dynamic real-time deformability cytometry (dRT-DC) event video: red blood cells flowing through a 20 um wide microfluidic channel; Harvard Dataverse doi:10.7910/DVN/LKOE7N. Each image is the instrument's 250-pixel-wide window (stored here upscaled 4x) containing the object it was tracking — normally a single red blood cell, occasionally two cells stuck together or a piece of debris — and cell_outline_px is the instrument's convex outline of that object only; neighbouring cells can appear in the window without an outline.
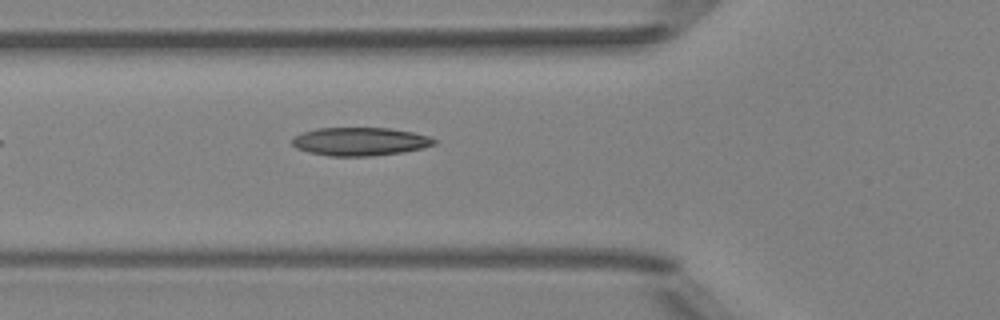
{"species": "Egyptian fruit bat (a non-hibernating species)", "species_latin": "Rousettus aegyptiacus", "temperature_condition": "room temperature", "stored_images_in_passage": 26, "camera_frame_rate_fps": 3000, "um_per_image_px": 0.085, "animal": {"sex": "female"}, "frame": {"image": 1, "passage_image": 3, "time_ms": 0.667, "image_size_px": [1000, 320], "cell_outline_px": [[436, 144], [424, 148], [404, 152], [372, 156], [328, 156], [308, 152], [296, 148], [292, 144], [292, 140], [300, 132], [316, 128], [388, 128], [412, 132], [428, 136], [436, 140]], "centroid_in_image_um": [30.59, 12.03], "position_along_channel_um": 95.2, "area_um2": 23.52}}
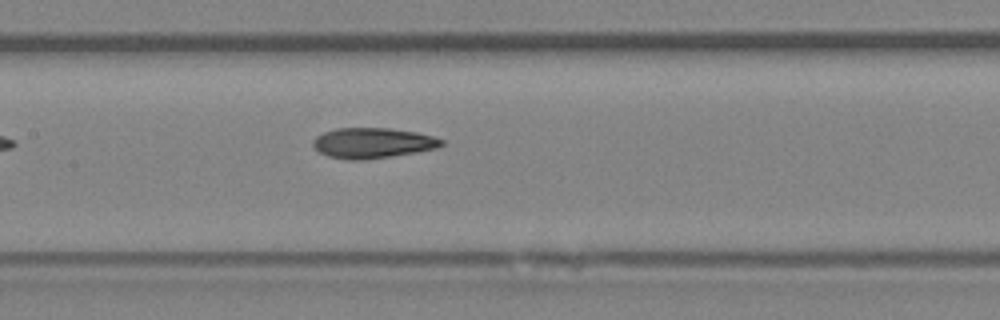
{"frame": {"image": 2, "passage_image": 9, "time_ms": 2.667, "image_size_px": [1000, 320], "cell_outline_px": [[444, 144], [436, 148], [416, 152], [364, 160], [348, 160], [328, 156], [320, 152], [312, 144], [312, 140], [316, 136], [324, 132], [336, 128], [392, 128], [416, 132], [432, 136], [444, 140]], "centroid_in_image_um": [31.66, 12.15], "position_along_channel_um": 175.7, "area_um2": 22.72}}
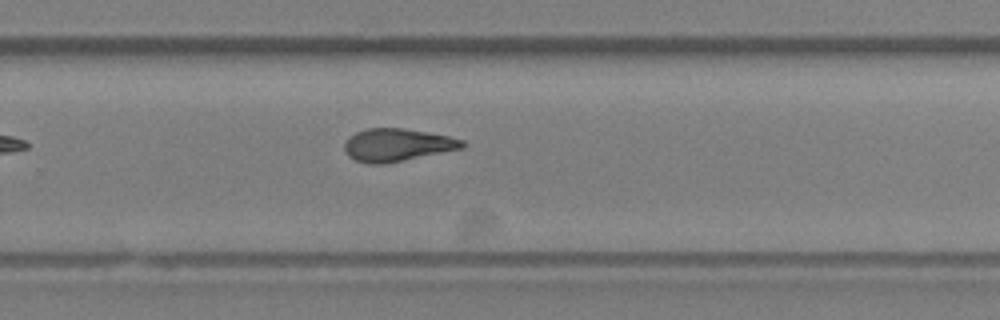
{"frame": {"image": 3, "passage_image": 18, "time_ms": 5.667, "image_size_px": [1000, 320], "cell_outline_px": [[464, 148], [384, 164], [368, 164], [356, 160], [348, 156], [344, 152], [344, 144], [356, 132], [368, 128], [404, 128], [448, 136], [464, 140]], "centroid_in_image_um": [33.75, 12.33], "position_along_channel_um": 296.0, "area_um2": 22.31}, "authors_computed_cell_mechanics": {"area_um2": 22.3686, "velocity_mm_per_s": 4.0187, "shape_relaxation_time_tau1_ms": 10.7641, "shape_relaxation_time_tau2_ms": 5.0127, "deformation_change_tau1": 0.2433, "deformation_change_tau2": 0.1272}}